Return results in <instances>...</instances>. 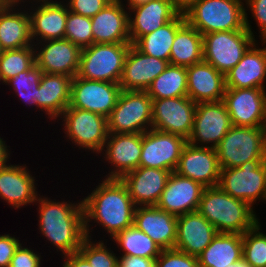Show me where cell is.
<instances>
[{
  "instance_id": "14",
  "label": "cell",
  "mask_w": 266,
  "mask_h": 267,
  "mask_svg": "<svg viewBox=\"0 0 266 267\" xmlns=\"http://www.w3.org/2000/svg\"><path fill=\"white\" fill-rule=\"evenodd\" d=\"M265 89H225L223 102L233 126L266 128Z\"/></svg>"
},
{
  "instance_id": "21",
  "label": "cell",
  "mask_w": 266,
  "mask_h": 267,
  "mask_svg": "<svg viewBox=\"0 0 266 267\" xmlns=\"http://www.w3.org/2000/svg\"><path fill=\"white\" fill-rule=\"evenodd\" d=\"M104 147V158L115 167L106 178L120 179L127 172L139 168L142 133L108 134Z\"/></svg>"
},
{
  "instance_id": "37",
  "label": "cell",
  "mask_w": 266,
  "mask_h": 267,
  "mask_svg": "<svg viewBox=\"0 0 266 267\" xmlns=\"http://www.w3.org/2000/svg\"><path fill=\"white\" fill-rule=\"evenodd\" d=\"M35 63V49L32 46L5 50L0 56V81L4 84L20 72L28 70Z\"/></svg>"
},
{
  "instance_id": "53",
  "label": "cell",
  "mask_w": 266,
  "mask_h": 267,
  "mask_svg": "<svg viewBox=\"0 0 266 267\" xmlns=\"http://www.w3.org/2000/svg\"><path fill=\"white\" fill-rule=\"evenodd\" d=\"M20 1L23 2L22 0H14V3L20 4Z\"/></svg>"
},
{
  "instance_id": "49",
  "label": "cell",
  "mask_w": 266,
  "mask_h": 267,
  "mask_svg": "<svg viewBox=\"0 0 266 267\" xmlns=\"http://www.w3.org/2000/svg\"><path fill=\"white\" fill-rule=\"evenodd\" d=\"M9 151L7 149V146L5 144V141L0 138V168L5 167L9 159Z\"/></svg>"
},
{
  "instance_id": "40",
  "label": "cell",
  "mask_w": 266,
  "mask_h": 267,
  "mask_svg": "<svg viewBox=\"0 0 266 267\" xmlns=\"http://www.w3.org/2000/svg\"><path fill=\"white\" fill-rule=\"evenodd\" d=\"M91 17L82 16L69 11L66 20L65 39L81 49L93 44Z\"/></svg>"
},
{
  "instance_id": "27",
  "label": "cell",
  "mask_w": 266,
  "mask_h": 267,
  "mask_svg": "<svg viewBox=\"0 0 266 267\" xmlns=\"http://www.w3.org/2000/svg\"><path fill=\"white\" fill-rule=\"evenodd\" d=\"M254 42L238 64L225 74L226 89H265L266 47L256 48Z\"/></svg>"
},
{
  "instance_id": "20",
  "label": "cell",
  "mask_w": 266,
  "mask_h": 267,
  "mask_svg": "<svg viewBox=\"0 0 266 267\" xmlns=\"http://www.w3.org/2000/svg\"><path fill=\"white\" fill-rule=\"evenodd\" d=\"M35 50V64L43 73L63 74L74 78L78 74L82 49L68 39L43 41Z\"/></svg>"
},
{
  "instance_id": "56",
  "label": "cell",
  "mask_w": 266,
  "mask_h": 267,
  "mask_svg": "<svg viewBox=\"0 0 266 267\" xmlns=\"http://www.w3.org/2000/svg\"><path fill=\"white\" fill-rule=\"evenodd\" d=\"M261 42H263L262 45H263V44L265 45V43H266V39H265V40H261Z\"/></svg>"
},
{
  "instance_id": "41",
  "label": "cell",
  "mask_w": 266,
  "mask_h": 267,
  "mask_svg": "<svg viewBox=\"0 0 266 267\" xmlns=\"http://www.w3.org/2000/svg\"><path fill=\"white\" fill-rule=\"evenodd\" d=\"M106 247L103 241L95 244L86 237L78 251L87 259L91 267H118V257Z\"/></svg>"
},
{
  "instance_id": "32",
  "label": "cell",
  "mask_w": 266,
  "mask_h": 267,
  "mask_svg": "<svg viewBox=\"0 0 266 267\" xmlns=\"http://www.w3.org/2000/svg\"><path fill=\"white\" fill-rule=\"evenodd\" d=\"M242 234L217 233L197 257L200 267H228L242 259Z\"/></svg>"
},
{
  "instance_id": "52",
  "label": "cell",
  "mask_w": 266,
  "mask_h": 267,
  "mask_svg": "<svg viewBox=\"0 0 266 267\" xmlns=\"http://www.w3.org/2000/svg\"><path fill=\"white\" fill-rule=\"evenodd\" d=\"M193 0H174V2L181 8L184 9Z\"/></svg>"
},
{
  "instance_id": "34",
  "label": "cell",
  "mask_w": 266,
  "mask_h": 267,
  "mask_svg": "<svg viewBox=\"0 0 266 267\" xmlns=\"http://www.w3.org/2000/svg\"><path fill=\"white\" fill-rule=\"evenodd\" d=\"M185 22L184 13L181 11L159 29L142 36L134 46L144 54L169 61L176 32Z\"/></svg>"
},
{
  "instance_id": "2",
  "label": "cell",
  "mask_w": 266,
  "mask_h": 267,
  "mask_svg": "<svg viewBox=\"0 0 266 267\" xmlns=\"http://www.w3.org/2000/svg\"><path fill=\"white\" fill-rule=\"evenodd\" d=\"M37 199L40 233L64 255L77 252L86 238L82 201L72 204Z\"/></svg>"
},
{
  "instance_id": "46",
  "label": "cell",
  "mask_w": 266,
  "mask_h": 267,
  "mask_svg": "<svg viewBox=\"0 0 266 267\" xmlns=\"http://www.w3.org/2000/svg\"><path fill=\"white\" fill-rule=\"evenodd\" d=\"M248 4L252 17L255 18L261 31L262 40L266 39V0H245Z\"/></svg>"
},
{
  "instance_id": "45",
  "label": "cell",
  "mask_w": 266,
  "mask_h": 267,
  "mask_svg": "<svg viewBox=\"0 0 266 267\" xmlns=\"http://www.w3.org/2000/svg\"><path fill=\"white\" fill-rule=\"evenodd\" d=\"M20 242L9 234L0 235V267H9L10 261Z\"/></svg>"
},
{
  "instance_id": "10",
  "label": "cell",
  "mask_w": 266,
  "mask_h": 267,
  "mask_svg": "<svg viewBox=\"0 0 266 267\" xmlns=\"http://www.w3.org/2000/svg\"><path fill=\"white\" fill-rule=\"evenodd\" d=\"M61 118L64 121L65 134L75 145L91 149L95 153L102 152L109 134L106 117L88 110L68 107Z\"/></svg>"
},
{
  "instance_id": "19",
  "label": "cell",
  "mask_w": 266,
  "mask_h": 267,
  "mask_svg": "<svg viewBox=\"0 0 266 267\" xmlns=\"http://www.w3.org/2000/svg\"><path fill=\"white\" fill-rule=\"evenodd\" d=\"M169 64V61L142 53L131 44L119 83L121 90L146 91Z\"/></svg>"
},
{
  "instance_id": "28",
  "label": "cell",
  "mask_w": 266,
  "mask_h": 267,
  "mask_svg": "<svg viewBox=\"0 0 266 267\" xmlns=\"http://www.w3.org/2000/svg\"><path fill=\"white\" fill-rule=\"evenodd\" d=\"M36 1L43 3L37 7L34 13L30 12L29 14L31 40L34 42L33 39L36 37L35 40L40 41L42 45L44 40L64 39L68 6L53 0ZM38 37L41 39L38 40Z\"/></svg>"
},
{
  "instance_id": "47",
  "label": "cell",
  "mask_w": 266,
  "mask_h": 267,
  "mask_svg": "<svg viewBox=\"0 0 266 267\" xmlns=\"http://www.w3.org/2000/svg\"><path fill=\"white\" fill-rule=\"evenodd\" d=\"M118 267H155V259L122 255L118 258Z\"/></svg>"
},
{
  "instance_id": "43",
  "label": "cell",
  "mask_w": 266,
  "mask_h": 267,
  "mask_svg": "<svg viewBox=\"0 0 266 267\" xmlns=\"http://www.w3.org/2000/svg\"><path fill=\"white\" fill-rule=\"evenodd\" d=\"M112 0H70L67 6L69 11L86 16L93 17L101 11Z\"/></svg>"
},
{
  "instance_id": "33",
  "label": "cell",
  "mask_w": 266,
  "mask_h": 267,
  "mask_svg": "<svg viewBox=\"0 0 266 267\" xmlns=\"http://www.w3.org/2000/svg\"><path fill=\"white\" fill-rule=\"evenodd\" d=\"M201 61H203V36L185 22L176 32L169 63L175 66L189 67Z\"/></svg>"
},
{
  "instance_id": "31",
  "label": "cell",
  "mask_w": 266,
  "mask_h": 267,
  "mask_svg": "<svg viewBox=\"0 0 266 267\" xmlns=\"http://www.w3.org/2000/svg\"><path fill=\"white\" fill-rule=\"evenodd\" d=\"M15 5L17 3H0V46L3 51L35 45L31 40L28 12H13Z\"/></svg>"
},
{
  "instance_id": "12",
  "label": "cell",
  "mask_w": 266,
  "mask_h": 267,
  "mask_svg": "<svg viewBox=\"0 0 266 267\" xmlns=\"http://www.w3.org/2000/svg\"><path fill=\"white\" fill-rule=\"evenodd\" d=\"M121 91L119 83L88 80L76 75L71 81L68 107L88 110L108 118Z\"/></svg>"
},
{
  "instance_id": "11",
  "label": "cell",
  "mask_w": 266,
  "mask_h": 267,
  "mask_svg": "<svg viewBox=\"0 0 266 267\" xmlns=\"http://www.w3.org/2000/svg\"><path fill=\"white\" fill-rule=\"evenodd\" d=\"M196 105L188 96L152 100V129L188 140L193 131Z\"/></svg>"
},
{
  "instance_id": "36",
  "label": "cell",
  "mask_w": 266,
  "mask_h": 267,
  "mask_svg": "<svg viewBox=\"0 0 266 267\" xmlns=\"http://www.w3.org/2000/svg\"><path fill=\"white\" fill-rule=\"evenodd\" d=\"M112 238L123 250L124 255L156 259L162 252L159 245L135 225L118 232Z\"/></svg>"
},
{
  "instance_id": "30",
  "label": "cell",
  "mask_w": 266,
  "mask_h": 267,
  "mask_svg": "<svg viewBox=\"0 0 266 267\" xmlns=\"http://www.w3.org/2000/svg\"><path fill=\"white\" fill-rule=\"evenodd\" d=\"M72 77L63 74L43 73L37 91V106L50 118L62 115L70 104Z\"/></svg>"
},
{
  "instance_id": "26",
  "label": "cell",
  "mask_w": 266,
  "mask_h": 267,
  "mask_svg": "<svg viewBox=\"0 0 266 267\" xmlns=\"http://www.w3.org/2000/svg\"><path fill=\"white\" fill-rule=\"evenodd\" d=\"M215 227L198 211L177 217L176 249L198 257L217 235Z\"/></svg>"
},
{
  "instance_id": "22",
  "label": "cell",
  "mask_w": 266,
  "mask_h": 267,
  "mask_svg": "<svg viewBox=\"0 0 266 267\" xmlns=\"http://www.w3.org/2000/svg\"><path fill=\"white\" fill-rule=\"evenodd\" d=\"M171 172L164 169L139 167L120 179L137 206H156Z\"/></svg>"
},
{
  "instance_id": "48",
  "label": "cell",
  "mask_w": 266,
  "mask_h": 267,
  "mask_svg": "<svg viewBox=\"0 0 266 267\" xmlns=\"http://www.w3.org/2000/svg\"><path fill=\"white\" fill-rule=\"evenodd\" d=\"M64 256V259H66L63 263L64 267H91L87 259L79 251Z\"/></svg>"
},
{
  "instance_id": "17",
  "label": "cell",
  "mask_w": 266,
  "mask_h": 267,
  "mask_svg": "<svg viewBox=\"0 0 266 267\" xmlns=\"http://www.w3.org/2000/svg\"><path fill=\"white\" fill-rule=\"evenodd\" d=\"M204 186L190 178L171 172L156 207L178 217L195 212Z\"/></svg>"
},
{
  "instance_id": "29",
  "label": "cell",
  "mask_w": 266,
  "mask_h": 267,
  "mask_svg": "<svg viewBox=\"0 0 266 267\" xmlns=\"http://www.w3.org/2000/svg\"><path fill=\"white\" fill-rule=\"evenodd\" d=\"M26 166L6 165L0 168V197L13 208L36 202L35 179Z\"/></svg>"
},
{
  "instance_id": "23",
  "label": "cell",
  "mask_w": 266,
  "mask_h": 267,
  "mask_svg": "<svg viewBox=\"0 0 266 267\" xmlns=\"http://www.w3.org/2000/svg\"><path fill=\"white\" fill-rule=\"evenodd\" d=\"M122 0H112L91 17L93 43H130L129 13Z\"/></svg>"
},
{
  "instance_id": "6",
  "label": "cell",
  "mask_w": 266,
  "mask_h": 267,
  "mask_svg": "<svg viewBox=\"0 0 266 267\" xmlns=\"http://www.w3.org/2000/svg\"><path fill=\"white\" fill-rule=\"evenodd\" d=\"M130 45L131 43H93L83 48L77 76L120 83Z\"/></svg>"
},
{
  "instance_id": "55",
  "label": "cell",
  "mask_w": 266,
  "mask_h": 267,
  "mask_svg": "<svg viewBox=\"0 0 266 267\" xmlns=\"http://www.w3.org/2000/svg\"><path fill=\"white\" fill-rule=\"evenodd\" d=\"M2 52H3V50H2V48H1V46H0V56L2 55Z\"/></svg>"
},
{
  "instance_id": "35",
  "label": "cell",
  "mask_w": 266,
  "mask_h": 267,
  "mask_svg": "<svg viewBox=\"0 0 266 267\" xmlns=\"http://www.w3.org/2000/svg\"><path fill=\"white\" fill-rule=\"evenodd\" d=\"M146 92L152 100L187 96L186 67L169 64Z\"/></svg>"
},
{
  "instance_id": "7",
  "label": "cell",
  "mask_w": 266,
  "mask_h": 267,
  "mask_svg": "<svg viewBox=\"0 0 266 267\" xmlns=\"http://www.w3.org/2000/svg\"><path fill=\"white\" fill-rule=\"evenodd\" d=\"M152 110V99L146 91L122 90L107 118L109 134L144 133L152 129Z\"/></svg>"
},
{
  "instance_id": "1",
  "label": "cell",
  "mask_w": 266,
  "mask_h": 267,
  "mask_svg": "<svg viewBox=\"0 0 266 267\" xmlns=\"http://www.w3.org/2000/svg\"><path fill=\"white\" fill-rule=\"evenodd\" d=\"M90 195L82 200L84 229L89 236V222L92 219L113 237L130 227L134 222L136 205L133 203L126 185L118 178H105Z\"/></svg>"
},
{
  "instance_id": "44",
  "label": "cell",
  "mask_w": 266,
  "mask_h": 267,
  "mask_svg": "<svg viewBox=\"0 0 266 267\" xmlns=\"http://www.w3.org/2000/svg\"><path fill=\"white\" fill-rule=\"evenodd\" d=\"M41 257L31 249L20 245L13 255L9 267H40Z\"/></svg>"
},
{
  "instance_id": "50",
  "label": "cell",
  "mask_w": 266,
  "mask_h": 267,
  "mask_svg": "<svg viewBox=\"0 0 266 267\" xmlns=\"http://www.w3.org/2000/svg\"><path fill=\"white\" fill-rule=\"evenodd\" d=\"M228 267H252V266L242 258L240 261L236 263L229 264Z\"/></svg>"
},
{
  "instance_id": "38",
  "label": "cell",
  "mask_w": 266,
  "mask_h": 267,
  "mask_svg": "<svg viewBox=\"0 0 266 267\" xmlns=\"http://www.w3.org/2000/svg\"><path fill=\"white\" fill-rule=\"evenodd\" d=\"M42 74L43 72L34 63L28 70L20 72L18 75L9 79L6 82V85L11 84L22 101H25V103L29 105L38 107L36 103L37 91Z\"/></svg>"
},
{
  "instance_id": "8",
  "label": "cell",
  "mask_w": 266,
  "mask_h": 267,
  "mask_svg": "<svg viewBox=\"0 0 266 267\" xmlns=\"http://www.w3.org/2000/svg\"><path fill=\"white\" fill-rule=\"evenodd\" d=\"M218 186L253 208L257 199L266 200V160H252L239 167L221 168Z\"/></svg>"
},
{
  "instance_id": "39",
  "label": "cell",
  "mask_w": 266,
  "mask_h": 267,
  "mask_svg": "<svg viewBox=\"0 0 266 267\" xmlns=\"http://www.w3.org/2000/svg\"><path fill=\"white\" fill-rule=\"evenodd\" d=\"M259 225L257 223L242 235V258L252 267H266V234L258 231Z\"/></svg>"
},
{
  "instance_id": "3",
  "label": "cell",
  "mask_w": 266,
  "mask_h": 267,
  "mask_svg": "<svg viewBox=\"0 0 266 267\" xmlns=\"http://www.w3.org/2000/svg\"><path fill=\"white\" fill-rule=\"evenodd\" d=\"M242 3L241 0H193L182 11L186 22L202 35L249 30L254 36Z\"/></svg>"
},
{
  "instance_id": "16",
  "label": "cell",
  "mask_w": 266,
  "mask_h": 267,
  "mask_svg": "<svg viewBox=\"0 0 266 267\" xmlns=\"http://www.w3.org/2000/svg\"><path fill=\"white\" fill-rule=\"evenodd\" d=\"M174 172L200 183L205 188L218 186L221 167L215 148L208 145L197 147L187 143Z\"/></svg>"
},
{
  "instance_id": "15",
  "label": "cell",
  "mask_w": 266,
  "mask_h": 267,
  "mask_svg": "<svg viewBox=\"0 0 266 267\" xmlns=\"http://www.w3.org/2000/svg\"><path fill=\"white\" fill-rule=\"evenodd\" d=\"M232 126L223 101L200 102L196 105L193 131L187 141L197 147L213 143L210 147L215 148ZM199 142L202 144L198 145Z\"/></svg>"
},
{
  "instance_id": "5",
  "label": "cell",
  "mask_w": 266,
  "mask_h": 267,
  "mask_svg": "<svg viewBox=\"0 0 266 267\" xmlns=\"http://www.w3.org/2000/svg\"><path fill=\"white\" fill-rule=\"evenodd\" d=\"M215 151L221 168L266 160V128L232 126Z\"/></svg>"
},
{
  "instance_id": "57",
  "label": "cell",
  "mask_w": 266,
  "mask_h": 267,
  "mask_svg": "<svg viewBox=\"0 0 266 267\" xmlns=\"http://www.w3.org/2000/svg\"><path fill=\"white\" fill-rule=\"evenodd\" d=\"M6 2V0H0V3H5Z\"/></svg>"
},
{
  "instance_id": "4",
  "label": "cell",
  "mask_w": 266,
  "mask_h": 267,
  "mask_svg": "<svg viewBox=\"0 0 266 267\" xmlns=\"http://www.w3.org/2000/svg\"><path fill=\"white\" fill-rule=\"evenodd\" d=\"M218 233L244 234L258 222L253 208L235 199L219 186L204 188L197 210Z\"/></svg>"
},
{
  "instance_id": "24",
  "label": "cell",
  "mask_w": 266,
  "mask_h": 267,
  "mask_svg": "<svg viewBox=\"0 0 266 267\" xmlns=\"http://www.w3.org/2000/svg\"><path fill=\"white\" fill-rule=\"evenodd\" d=\"M187 96L195 103L223 101L225 75L213 65L201 61L186 67Z\"/></svg>"
},
{
  "instance_id": "25",
  "label": "cell",
  "mask_w": 266,
  "mask_h": 267,
  "mask_svg": "<svg viewBox=\"0 0 266 267\" xmlns=\"http://www.w3.org/2000/svg\"><path fill=\"white\" fill-rule=\"evenodd\" d=\"M133 225L146 233L162 250L175 247L177 217L167 211L156 206H138Z\"/></svg>"
},
{
  "instance_id": "42",
  "label": "cell",
  "mask_w": 266,
  "mask_h": 267,
  "mask_svg": "<svg viewBox=\"0 0 266 267\" xmlns=\"http://www.w3.org/2000/svg\"><path fill=\"white\" fill-rule=\"evenodd\" d=\"M155 267H200L198 258L176 248L164 249L155 259Z\"/></svg>"
},
{
  "instance_id": "51",
  "label": "cell",
  "mask_w": 266,
  "mask_h": 267,
  "mask_svg": "<svg viewBox=\"0 0 266 267\" xmlns=\"http://www.w3.org/2000/svg\"><path fill=\"white\" fill-rule=\"evenodd\" d=\"M128 1V8H131V7H134V6H137L139 4H143V3H146L150 0H127Z\"/></svg>"
},
{
  "instance_id": "13",
  "label": "cell",
  "mask_w": 266,
  "mask_h": 267,
  "mask_svg": "<svg viewBox=\"0 0 266 267\" xmlns=\"http://www.w3.org/2000/svg\"><path fill=\"white\" fill-rule=\"evenodd\" d=\"M188 141L175 134L150 129L142 133V152L139 167L175 171Z\"/></svg>"
},
{
  "instance_id": "9",
  "label": "cell",
  "mask_w": 266,
  "mask_h": 267,
  "mask_svg": "<svg viewBox=\"0 0 266 267\" xmlns=\"http://www.w3.org/2000/svg\"><path fill=\"white\" fill-rule=\"evenodd\" d=\"M203 36V61L224 75L235 67L256 41L249 30L219 31Z\"/></svg>"
},
{
  "instance_id": "54",
  "label": "cell",
  "mask_w": 266,
  "mask_h": 267,
  "mask_svg": "<svg viewBox=\"0 0 266 267\" xmlns=\"http://www.w3.org/2000/svg\"><path fill=\"white\" fill-rule=\"evenodd\" d=\"M6 2L14 3V0H6Z\"/></svg>"
},
{
  "instance_id": "18",
  "label": "cell",
  "mask_w": 266,
  "mask_h": 267,
  "mask_svg": "<svg viewBox=\"0 0 266 267\" xmlns=\"http://www.w3.org/2000/svg\"><path fill=\"white\" fill-rule=\"evenodd\" d=\"M128 9L134 13V19L131 15L128 19L130 43L133 45L142 36L173 20L182 11L174 0H150Z\"/></svg>"
}]
</instances>
